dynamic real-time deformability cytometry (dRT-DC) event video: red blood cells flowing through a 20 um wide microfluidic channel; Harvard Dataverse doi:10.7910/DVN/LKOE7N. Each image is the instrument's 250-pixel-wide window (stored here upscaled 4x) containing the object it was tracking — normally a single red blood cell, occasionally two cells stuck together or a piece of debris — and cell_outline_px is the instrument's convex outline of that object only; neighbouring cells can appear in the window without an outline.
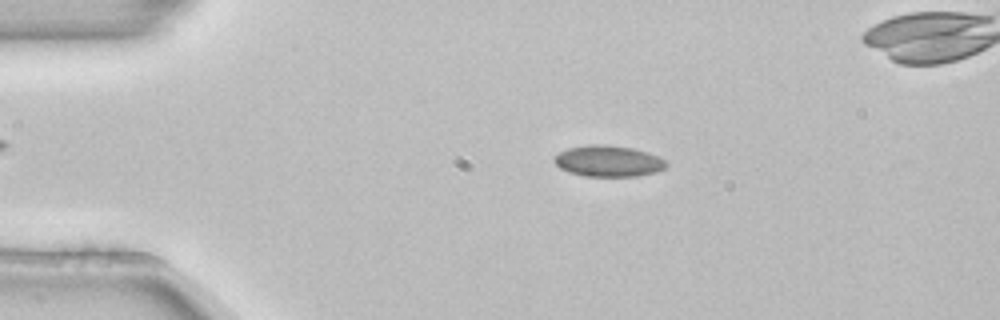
{"species": "common noctule bat (a hibernating species)", "species_latin": "Nyctalus noctula", "temperature_condition": "room temperature", "stored_images_in_passage": 5, "camera_frame_rate_fps": 3000, "um_per_image_px": 0.085, "animal": {"sex": "female", "body_mass_g": 22.7, "forearm_length_mm": 54.2}, "frame": {"image": 1, "passage_image": 3, "time_ms": 0.667, "image_size_px": [1000, 320], "cell_outline_px": [[668, 164], [664, 168], [656, 172], [636, 176], [584, 176], [568, 172], [560, 168], [552, 160], [552, 156], [568, 148], [592, 144], [604, 144], [632, 148], [648, 152], [664, 160]], "centroid_in_image_um": [51.67, 13.69], "position_along_channel_um": 33.3, "area_um2": 20.35}}